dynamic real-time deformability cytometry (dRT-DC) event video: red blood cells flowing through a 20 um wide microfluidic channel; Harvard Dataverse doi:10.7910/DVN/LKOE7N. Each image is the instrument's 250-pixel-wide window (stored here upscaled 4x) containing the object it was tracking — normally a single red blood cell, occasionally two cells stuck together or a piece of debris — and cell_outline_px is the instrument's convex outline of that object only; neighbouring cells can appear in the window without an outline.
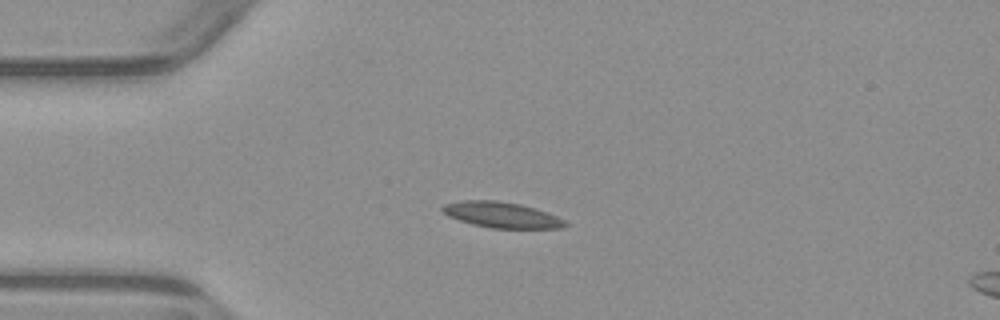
{"species": "common noctule bat (a hibernating species)", "species_latin": "Nyctalus noctula", "temperature_condition": "warm", "stored_images_in_passage": 5, "camera_frame_rate_fps": 3000, "um_per_image_px": 0.085, "animal": {"sex": "male", "body_mass_g": 23.1, "forearm_length_mm": 52.7}, "frame": {"image": 1, "passage_image": 3, "time_ms": 2.333, "image_size_px": [1000, 320], "cell_outline_px": [[568, 224], [560, 228], [492, 228], [472, 224], [448, 216], [440, 208], [444, 204], [464, 200], [496, 200], [520, 204], [536, 208], [548, 212], [564, 220]], "centroid_in_image_um": [42.64, 18.25], "position_along_channel_um": 42.4, "area_um2": 18.32}}
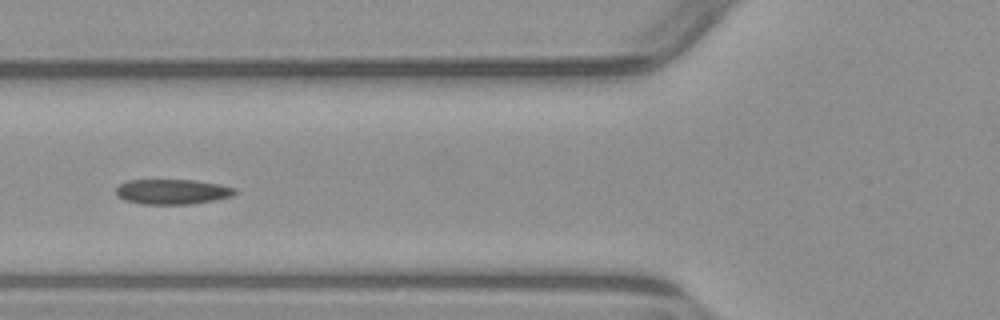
{"frame": {"image": 2, "passage_image": 5, "time_ms": 4.667, "image_size_px": [1000, 320], "cell_outline_px": [[236, 192], [232, 196], [212, 200], [188, 204], [144, 204], [124, 200], [116, 196], [116, 188], [120, 184], [128, 180], [196, 180], [220, 184], [236, 188]], "centroid_in_image_um": [14.63, 16.29], "position_along_channel_um": 111.2, "area_um2": 17.34}}